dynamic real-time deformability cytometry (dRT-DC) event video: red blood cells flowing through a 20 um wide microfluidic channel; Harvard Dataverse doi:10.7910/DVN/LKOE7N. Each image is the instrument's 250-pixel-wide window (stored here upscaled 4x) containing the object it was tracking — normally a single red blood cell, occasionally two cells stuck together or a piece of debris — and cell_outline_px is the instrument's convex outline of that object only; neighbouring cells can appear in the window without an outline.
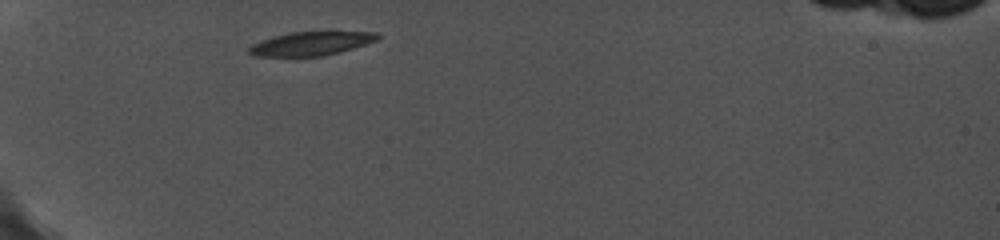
{"species": "common noctule bat (a hibernating species)", "species_latin": "Nyctalus noctula", "temperature_condition": "cold", "stored_images_in_passage": 24, "camera_frame_rate_fps": 5000, "um_per_image_px": 0.085, "animal": {"sex": "female", "body_mass_g": 19.0, "forearm_length_mm": 56.7}, "frame": {"image": 1, "passage_image": 1, "time_ms": 0.0, "image_size_px": [1000, 240], "cell_outline_px": [[380, 36], [376, 40], [340, 52], [324, 56], [252, 56], [248, 52], [248, 48], [252, 44], [260, 40], [272, 36], [288, 32], [324, 28], [328, 28], [376, 32]], "centroid_in_image_um": [26.48, 3.63], "position_along_channel_um": 58.5, "area_um2": 19.02}}
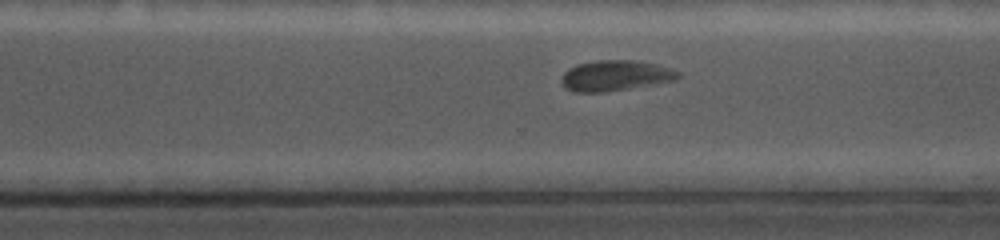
{"frame": {"image": 2, "passage_image": 16, "time_ms": 7.6, "image_size_px": [1000, 240], "cell_outline_px": [[680, 76], [676, 80], [604, 92], [576, 92], [564, 88], [560, 84], [560, 76], [568, 68], [576, 64], [596, 60], [632, 60], [656, 64], [680, 72]], "centroid_in_image_um": [52.22, 6.42], "position_along_channel_um": 318.4, "area_um2": 20.81}}
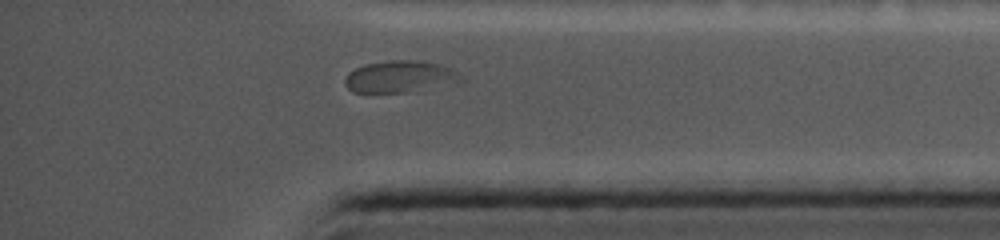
{"frame": {"image": 3, "passage_image": 21, "time_ms": 9.8, "image_size_px": [1000, 240], "cell_outline_px": [[464, 80], [460, 84], [408, 92], [352, 92], [344, 84], [344, 80], [348, 72], [364, 64], [392, 60], [420, 60], [440, 64], [456, 72]], "centroid_in_image_um": [34.03, 6.52], "position_along_channel_um": 401.2, "area_um2": 21.79}, "authors_computed_cell_mechanics": {"area_um2": 20.0855, "velocity_mm_per_s": 3.6976, "shape_relaxation_time_tau1_ms": null, "shape_relaxation_time_tau2_ms": 0.7406, "deformation_change_tau1": null, "deformation_change_tau2": 0.0536}}